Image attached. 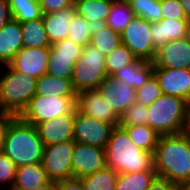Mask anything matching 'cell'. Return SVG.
Returning a JSON list of instances; mask_svg holds the SVG:
<instances>
[{
    "mask_svg": "<svg viewBox=\"0 0 190 190\" xmlns=\"http://www.w3.org/2000/svg\"><path fill=\"white\" fill-rule=\"evenodd\" d=\"M153 161L157 177L183 189L190 182V130L160 136Z\"/></svg>",
    "mask_w": 190,
    "mask_h": 190,
    "instance_id": "obj_1",
    "label": "cell"
},
{
    "mask_svg": "<svg viewBox=\"0 0 190 190\" xmlns=\"http://www.w3.org/2000/svg\"><path fill=\"white\" fill-rule=\"evenodd\" d=\"M106 167L118 174L129 172L155 171L153 153L147 152L131 141L127 131L114 127L105 148Z\"/></svg>",
    "mask_w": 190,
    "mask_h": 190,
    "instance_id": "obj_2",
    "label": "cell"
},
{
    "mask_svg": "<svg viewBox=\"0 0 190 190\" xmlns=\"http://www.w3.org/2000/svg\"><path fill=\"white\" fill-rule=\"evenodd\" d=\"M148 125L159 135L190 130V104L183 98L161 94L147 106Z\"/></svg>",
    "mask_w": 190,
    "mask_h": 190,
    "instance_id": "obj_3",
    "label": "cell"
},
{
    "mask_svg": "<svg viewBox=\"0 0 190 190\" xmlns=\"http://www.w3.org/2000/svg\"><path fill=\"white\" fill-rule=\"evenodd\" d=\"M44 143L35 126L17 116L9 125L3 152L16 167L42 162Z\"/></svg>",
    "mask_w": 190,
    "mask_h": 190,
    "instance_id": "obj_4",
    "label": "cell"
},
{
    "mask_svg": "<svg viewBox=\"0 0 190 190\" xmlns=\"http://www.w3.org/2000/svg\"><path fill=\"white\" fill-rule=\"evenodd\" d=\"M0 76V112L19 116L36 92V78L23 75L3 65Z\"/></svg>",
    "mask_w": 190,
    "mask_h": 190,
    "instance_id": "obj_5",
    "label": "cell"
},
{
    "mask_svg": "<svg viewBox=\"0 0 190 190\" xmlns=\"http://www.w3.org/2000/svg\"><path fill=\"white\" fill-rule=\"evenodd\" d=\"M105 62L106 57L90 43L83 47L72 75V84L77 93L98 88L107 76Z\"/></svg>",
    "mask_w": 190,
    "mask_h": 190,
    "instance_id": "obj_6",
    "label": "cell"
},
{
    "mask_svg": "<svg viewBox=\"0 0 190 190\" xmlns=\"http://www.w3.org/2000/svg\"><path fill=\"white\" fill-rule=\"evenodd\" d=\"M76 97L34 95L19 117L26 123L36 126L57 116L72 113Z\"/></svg>",
    "mask_w": 190,
    "mask_h": 190,
    "instance_id": "obj_7",
    "label": "cell"
},
{
    "mask_svg": "<svg viewBox=\"0 0 190 190\" xmlns=\"http://www.w3.org/2000/svg\"><path fill=\"white\" fill-rule=\"evenodd\" d=\"M125 44L137 59L153 62L156 49L153 46L151 23L145 18L134 16L120 33Z\"/></svg>",
    "mask_w": 190,
    "mask_h": 190,
    "instance_id": "obj_8",
    "label": "cell"
},
{
    "mask_svg": "<svg viewBox=\"0 0 190 190\" xmlns=\"http://www.w3.org/2000/svg\"><path fill=\"white\" fill-rule=\"evenodd\" d=\"M82 50V46L68 38L51 44L47 74L72 80L74 66Z\"/></svg>",
    "mask_w": 190,
    "mask_h": 190,
    "instance_id": "obj_9",
    "label": "cell"
},
{
    "mask_svg": "<svg viewBox=\"0 0 190 190\" xmlns=\"http://www.w3.org/2000/svg\"><path fill=\"white\" fill-rule=\"evenodd\" d=\"M74 140L44 147L42 165L51 181L72 178L71 160Z\"/></svg>",
    "mask_w": 190,
    "mask_h": 190,
    "instance_id": "obj_10",
    "label": "cell"
},
{
    "mask_svg": "<svg viewBox=\"0 0 190 190\" xmlns=\"http://www.w3.org/2000/svg\"><path fill=\"white\" fill-rule=\"evenodd\" d=\"M94 117L84 115L75 109L73 140L101 148H106L114 127Z\"/></svg>",
    "mask_w": 190,
    "mask_h": 190,
    "instance_id": "obj_11",
    "label": "cell"
},
{
    "mask_svg": "<svg viewBox=\"0 0 190 190\" xmlns=\"http://www.w3.org/2000/svg\"><path fill=\"white\" fill-rule=\"evenodd\" d=\"M106 167L105 148L75 142L72 153V178H82Z\"/></svg>",
    "mask_w": 190,
    "mask_h": 190,
    "instance_id": "obj_12",
    "label": "cell"
},
{
    "mask_svg": "<svg viewBox=\"0 0 190 190\" xmlns=\"http://www.w3.org/2000/svg\"><path fill=\"white\" fill-rule=\"evenodd\" d=\"M76 110L100 121L119 125L120 116L108 105L98 89L83 90L77 93Z\"/></svg>",
    "mask_w": 190,
    "mask_h": 190,
    "instance_id": "obj_13",
    "label": "cell"
},
{
    "mask_svg": "<svg viewBox=\"0 0 190 190\" xmlns=\"http://www.w3.org/2000/svg\"><path fill=\"white\" fill-rule=\"evenodd\" d=\"M49 52L50 47H22L8 65L20 74L38 79L47 73Z\"/></svg>",
    "mask_w": 190,
    "mask_h": 190,
    "instance_id": "obj_14",
    "label": "cell"
},
{
    "mask_svg": "<svg viewBox=\"0 0 190 190\" xmlns=\"http://www.w3.org/2000/svg\"><path fill=\"white\" fill-rule=\"evenodd\" d=\"M108 105L121 116L126 109L137 102V92L126 83L107 75L98 86Z\"/></svg>",
    "mask_w": 190,
    "mask_h": 190,
    "instance_id": "obj_15",
    "label": "cell"
},
{
    "mask_svg": "<svg viewBox=\"0 0 190 190\" xmlns=\"http://www.w3.org/2000/svg\"><path fill=\"white\" fill-rule=\"evenodd\" d=\"M154 68L190 69V41L188 37L169 41L156 50Z\"/></svg>",
    "mask_w": 190,
    "mask_h": 190,
    "instance_id": "obj_16",
    "label": "cell"
},
{
    "mask_svg": "<svg viewBox=\"0 0 190 190\" xmlns=\"http://www.w3.org/2000/svg\"><path fill=\"white\" fill-rule=\"evenodd\" d=\"M163 94L183 98L190 104V69L154 68Z\"/></svg>",
    "mask_w": 190,
    "mask_h": 190,
    "instance_id": "obj_17",
    "label": "cell"
},
{
    "mask_svg": "<svg viewBox=\"0 0 190 190\" xmlns=\"http://www.w3.org/2000/svg\"><path fill=\"white\" fill-rule=\"evenodd\" d=\"M75 110L70 114L38 123L35 127L45 146L73 140Z\"/></svg>",
    "mask_w": 190,
    "mask_h": 190,
    "instance_id": "obj_18",
    "label": "cell"
},
{
    "mask_svg": "<svg viewBox=\"0 0 190 190\" xmlns=\"http://www.w3.org/2000/svg\"><path fill=\"white\" fill-rule=\"evenodd\" d=\"M189 19H161L151 23L153 46L157 50L169 41L188 37Z\"/></svg>",
    "mask_w": 190,
    "mask_h": 190,
    "instance_id": "obj_19",
    "label": "cell"
},
{
    "mask_svg": "<svg viewBox=\"0 0 190 190\" xmlns=\"http://www.w3.org/2000/svg\"><path fill=\"white\" fill-rule=\"evenodd\" d=\"M21 23L12 19L0 30V64L8 65L23 47Z\"/></svg>",
    "mask_w": 190,
    "mask_h": 190,
    "instance_id": "obj_20",
    "label": "cell"
},
{
    "mask_svg": "<svg viewBox=\"0 0 190 190\" xmlns=\"http://www.w3.org/2000/svg\"><path fill=\"white\" fill-rule=\"evenodd\" d=\"M75 15L74 5L55 13L43 14V24L50 44L68 37L69 24Z\"/></svg>",
    "mask_w": 190,
    "mask_h": 190,
    "instance_id": "obj_21",
    "label": "cell"
},
{
    "mask_svg": "<svg viewBox=\"0 0 190 190\" xmlns=\"http://www.w3.org/2000/svg\"><path fill=\"white\" fill-rule=\"evenodd\" d=\"M154 75L152 62L137 59L132 64L115 72L112 77L122 83H126L134 90H138Z\"/></svg>",
    "mask_w": 190,
    "mask_h": 190,
    "instance_id": "obj_22",
    "label": "cell"
},
{
    "mask_svg": "<svg viewBox=\"0 0 190 190\" xmlns=\"http://www.w3.org/2000/svg\"><path fill=\"white\" fill-rule=\"evenodd\" d=\"M88 25L92 35L90 44L105 57L121 44L120 33L107 26L106 20H95Z\"/></svg>",
    "mask_w": 190,
    "mask_h": 190,
    "instance_id": "obj_23",
    "label": "cell"
},
{
    "mask_svg": "<svg viewBox=\"0 0 190 190\" xmlns=\"http://www.w3.org/2000/svg\"><path fill=\"white\" fill-rule=\"evenodd\" d=\"M51 180L41 162L17 167L16 180L11 190H29L42 187Z\"/></svg>",
    "mask_w": 190,
    "mask_h": 190,
    "instance_id": "obj_24",
    "label": "cell"
},
{
    "mask_svg": "<svg viewBox=\"0 0 190 190\" xmlns=\"http://www.w3.org/2000/svg\"><path fill=\"white\" fill-rule=\"evenodd\" d=\"M35 95L77 97L72 80L44 74L36 80Z\"/></svg>",
    "mask_w": 190,
    "mask_h": 190,
    "instance_id": "obj_25",
    "label": "cell"
},
{
    "mask_svg": "<svg viewBox=\"0 0 190 190\" xmlns=\"http://www.w3.org/2000/svg\"><path fill=\"white\" fill-rule=\"evenodd\" d=\"M23 35V47L40 48L50 47V41L44 28L43 19L39 18L29 22L21 23Z\"/></svg>",
    "mask_w": 190,
    "mask_h": 190,
    "instance_id": "obj_26",
    "label": "cell"
},
{
    "mask_svg": "<svg viewBox=\"0 0 190 190\" xmlns=\"http://www.w3.org/2000/svg\"><path fill=\"white\" fill-rule=\"evenodd\" d=\"M113 0H80L74 1L76 13L88 22L106 20Z\"/></svg>",
    "mask_w": 190,
    "mask_h": 190,
    "instance_id": "obj_27",
    "label": "cell"
},
{
    "mask_svg": "<svg viewBox=\"0 0 190 190\" xmlns=\"http://www.w3.org/2000/svg\"><path fill=\"white\" fill-rule=\"evenodd\" d=\"M156 177V171L120 173L115 190H148Z\"/></svg>",
    "mask_w": 190,
    "mask_h": 190,
    "instance_id": "obj_28",
    "label": "cell"
},
{
    "mask_svg": "<svg viewBox=\"0 0 190 190\" xmlns=\"http://www.w3.org/2000/svg\"><path fill=\"white\" fill-rule=\"evenodd\" d=\"M134 16L128 1L113 0L106 23L112 30L121 33Z\"/></svg>",
    "mask_w": 190,
    "mask_h": 190,
    "instance_id": "obj_29",
    "label": "cell"
},
{
    "mask_svg": "<svg viewBox=\"0 0 190 190\" xmlns=\"http://www.w3.org/2000/svg\"><path fill=\"white\" fill-rule=\"evenodd\" d=\"M123 128L127 131L132 142L143 150L154 153L161 136L154 129L149 125L125 126Z\"/></svg>",
    "mask_w": 190,
    "mask_h": 190,
    "instance_id": "obj_30",
    "label": "cell"
},
{
    "mask_svg": "<svg viewBox=\"0 0 190 190\" xmlns=\"http://www.w3.org/2000/svg\"><path fill=\"white\" fill-rule=\"evenodd\" d=\"M118 173L105 167L93 174L80 178L85 190H115Z\"/></svg>",
    "mask_w": 190,
    "mask_h": 190,
    "instance_id": "obj_31",
    "label": "cell"
},
{
    "mask_svg": "<svg viewBox=\"0 0 190 190\" xmlns=\"http://www.w3.org/2000/svg\"><path fill=\"white\" fill-rule=\"evenodd\" d=\"M14 20L20 23L29 22L43 17L38 0H8Z\"/></svg>",
    "mask_w": 190,
    "mask_h": 190,
    "instance_id": "obj_32",
    "label": "cell"
},
{
    "mask_svg": "<svg viewBox=\"0 0 190 190\" xmlns=\"http://www.w3.org/2000/svg\"><path fill=\"white\" fill-rule=\"evenodd\" d=\"M137 58L129 48L121 43L113 52L106 56L105 67L107 75L112 76L115 72L135 62Z\"/></svg>",
    "mask_w": 190,
    "mask_h": 190,
    "instance_id": "obj_33",
    "label": "cell"
},
{
    "mask_svg": "<svg viewBox=\"0 0 190 190\" xmlns=\"http://www.w3.org/2000/svg\"><path fill=\"white\" fill-rule=\"evenodd\" d=\"M135 16L145 18L148 22H158L162 19L160 0H129Z\"/></svg>",
    "mask_w": 190,
    "mask_h": 190,
    "instance_id": "obj_34",
    "label": "cell"
},
{
    "mask_svg": "<svg viewBox=\"0 0 190 190\" xmlns=\"http://www.w3.org/2000/svg\"><path fill=\"white\" fill-rule=\"evenodd\" d=\"M69 25L68 39L82 47H85L91 42L92 35L88 21L84 17L76 13Z\"/></svg>",
    "mask_w": 190,
    "mask_h": 190,
    "instance_id": "obj_35",
    "label": "cell"
},
{
    "mask_svg": "<svg viewBox=\"0 0 190 190\" xmlns=\"http://www.w3.org/2000/svg\"><path fill=\"white\" fill-rule=\"evenodd\" d=\"M119 125L135 126V125H148L147 106L139 103H134L120 116Z\"/></svg>",
    "mask_w": 190,
    "mask_h": 190,
    "instance_id": "obj_36",
    "label": "cell"
},
{
    "mask_svg": "<svg viewBox=\"0 0 190 190\" xmlns=\"http://www.w3.org/2000/svg\"><path fill=\"white\" fill-rule=\"evenodd\" d=\"M16 169L14 162L3 151L0 152V186L3 190L4 186L7 187L6 190H11L14 186Z\"/></svg>",
    "mask_w": 190,
    "mask_h": 190,
    "instance_id": "obj_37",
    "label": "cell"
},
{
    "mask_svg": "<svg viewBox=\"0 0 190 190\" xmlns=\"http://www.w3.org/2000/svg\"><path fill=\"white\" fill-rule=\"evenodd\" d=\"M136 92L137 103L144 106H150L162 94L158 80L154 75Z\"/></svg>",
    "mask_w": 190,
    "mask_h": 190,
    "instance_id": "obj_38",
    "label": "cell"
},
{
    "mask_svg": "<svg viewBox=\"0 0 190 190\" xmlns=\"http://www.w3.org/2000/svg\"><path fill=\"white\" fill-rule=\"evenodd\" d=\"M162 19H188L179 0H160Z\"/></svg>",
    "mask_w": 190,
    "mask_h": 190,
    "instance_id": "obj_39",
    "label": "cell"
},
{
    "mask_svg": "<svg viewBox=\"0 0 190 190\" xmlns=\"http://www.w3.org/2000/svg\"><path fill=\"white\" fill-rule=\"evenodd\" d=\"M43 14H50L73 6V0H38Z\"/></svg>",
    "mask_w": 190,
    "mask_h": 190,
    "instance_id": "obj_40",
    "label": "cell"
},
{
    "mask_svg": "<svg viewBox=\"0 0 190 190\" xmlns=\"http://www.w3.org/2000/svg\"><path fill=\"white\" fill-rule=\"evenodd\" d=\"M17 117V115L8 113V112H0V152L3 151L4 142L6 133L10 123Z\"/></svg>",
    "mask_w": 190,
    "mask_h": 190,
    "instance_id": "obj_41",
    "label": "cell"
},
{
    "mask_svg": "<svg viewBox=\"0 0 190 190\" xmlns=\"http://www.w3.org/2000/svg\"><path fill=\"white\" fill-rule=\"evenodd\" d=\"M148 190H183L180 186L166 179L156 177Z\"/></svg>",
    "mask_w": 190,
    "mask_h": 190,
    "instance_id": "obj_42",
    "label": "cell"
},
{
    "mask_svg": "<svg viewBox=\"0 0 190 190\" xmlns=\"http://www.w3.org/2000/svg\"><path fill=\"white\" fill-rule=\"evenodd\" d=\"M57 182L58 190H85V187L79 178H68Z\"/></svg>",
    "mask_w": 190,
    "mask_h": 190,
    "instance_id": "obj_43",
    "label": "cell"
},
{
    "mask_svg": "<svg viewBox=\"0 0 190 190\" xmlns=\"http://www.w3.org/2000/svg\"><path fill=\"white\" fill-rule=\"evenodd\" d=\"M13 19L8 0H0V30Z\"/></svg>",
    "mask_w": 190,
    "mask_h": 190,
    "instance_id": "obj_44",
    "label": "cell"
},
{
    "mask_svg": "<svg viewBox=\"0 0 190 190\" xmlns=\"http://www.w3.org/2000/svg\"><path fill=\"white\" fill-rule=\"evenodd\" d=\"M29 190H58V182L57 181H50L46 185L42 187H36Z\"/></svg>",
    "mask_w": 190,
    "mask_h": 190,
    "instance_id": "obj_45",
    "label": "cell"
},
{
    "mask_svg": "<svg viewBox=\"0 0 190 190\" xmlns=\"http://www.w3.org/2000/svg\"><path fill=\"white\" fill-rule=\"evenodd\" d=\"M185 11L187 18L190 20V0H179Z\"/></svg>",
    "mask_w": 190,
    "mask_h": 190,
    "instance_id": "obj_46",
    "label": "cell"
},
{
    "mask_svg": "<svg viewBox=\"0 0 190 190\" xmlns=\"http://www.w3.org/2000/svg\"><path fill=\"white\" fill-rule=\"evenodd\" d=\"M183 190H190V182L183 188Z\"/></svg>",
    "mask_w": 190,
    "mask_h": 190,
    "instance_id": "obj_47",
    "label": "cell"
},
{
    "mask_svg": "<svg viewBox=\"0 0 190 190\" xmlns=\"http://www.w3.org/2000/svg\"><path fill=\"white\" fill-rule=\"evenodd\" d=\"M188 39L190 41V26H189V29H188Z\"/></svg>",
    "mask_w": 190,
    "mask_h": 190,
    "instance_id": "obj_48",
    "label": "cell"
}]
</instances>
